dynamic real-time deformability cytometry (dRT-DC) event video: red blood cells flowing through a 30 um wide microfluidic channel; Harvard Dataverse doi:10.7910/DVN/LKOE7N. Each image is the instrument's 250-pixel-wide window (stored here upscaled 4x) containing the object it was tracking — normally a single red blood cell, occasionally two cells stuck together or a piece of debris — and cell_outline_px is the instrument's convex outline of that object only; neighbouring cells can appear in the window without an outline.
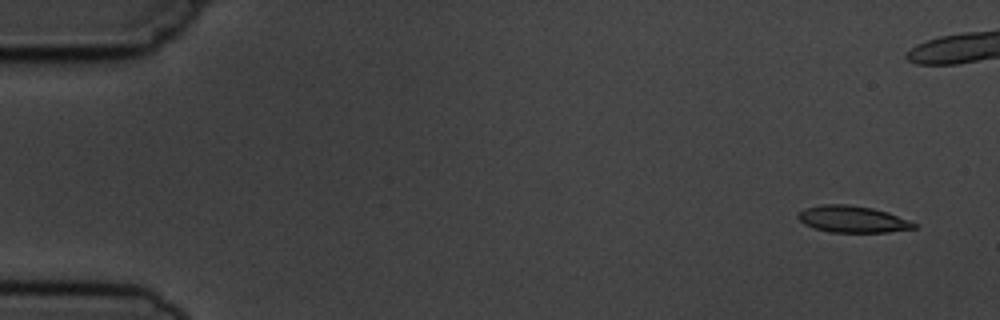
{"species": "common noctule bat (a hibernating species)", "species_latin": "Nyctalus noctula", "temperature_condition": "cold", "stored_images_in_passage": 5, "camera_frame_rate_fps": 3000, "um_per_image_px": 0.085, "animal": {"sex": "male", "body_mass_g": 19.5, "forearm_length_mm": 54.6}, "frame": {"image": 1, "passage_image": 1, "time_ms": 0.0, "image_size_px": [1000, 320], "cell_outline_px": [[916, 228], [888, 232], [832, 232], [816, 228], [804, 224], [796, 216], [804, 208], [824, 204], [848, 204], [872, 208], [888, 212], [908, 220], [916, 224]], "centroid_in_image_um": [72.46, 18.62], "position_along_channel_um": 12.5, "area_um2": 17.86}}